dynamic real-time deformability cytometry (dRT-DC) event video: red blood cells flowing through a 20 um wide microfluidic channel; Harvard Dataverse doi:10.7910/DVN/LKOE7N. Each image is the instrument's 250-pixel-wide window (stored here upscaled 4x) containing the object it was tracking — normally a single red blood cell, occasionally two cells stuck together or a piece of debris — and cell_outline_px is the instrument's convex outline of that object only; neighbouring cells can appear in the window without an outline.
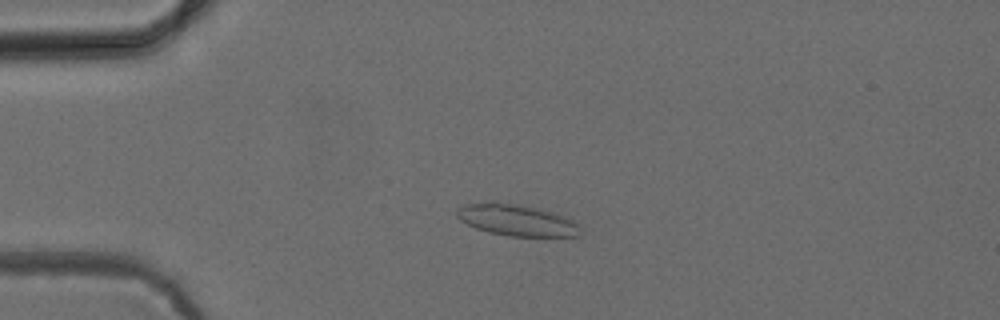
{"species": "common noctule bat (a hibernating species)", "species_latin": "Nyctalus noctula", "temperature_condition": "cold", "stored_images_in_passage": 5, "camera_frame_rate_fps": 3000, "um_per_image_px": 0.085, "animal": {"sex": "female", "body_mass_g": 24.6, "forearm_length_mm": 56.2}, "frame": {"image": 1, "passage_image": 4, "time_ms": 3.667, "image_size_px": [1000, 320], "cell_outline_px": [[580, 236], [508, 236], [488, 232], [476, 228], [460, 220], [456, 216], [456, 208], [464, 204], [488, 200], [492, 200], [552, 212], [564, 216], [580, 224]], "centroid_in_image_um": [43.85, 18.7], "position_along_channel_um": 41.1, "area_um2": 22.72}}